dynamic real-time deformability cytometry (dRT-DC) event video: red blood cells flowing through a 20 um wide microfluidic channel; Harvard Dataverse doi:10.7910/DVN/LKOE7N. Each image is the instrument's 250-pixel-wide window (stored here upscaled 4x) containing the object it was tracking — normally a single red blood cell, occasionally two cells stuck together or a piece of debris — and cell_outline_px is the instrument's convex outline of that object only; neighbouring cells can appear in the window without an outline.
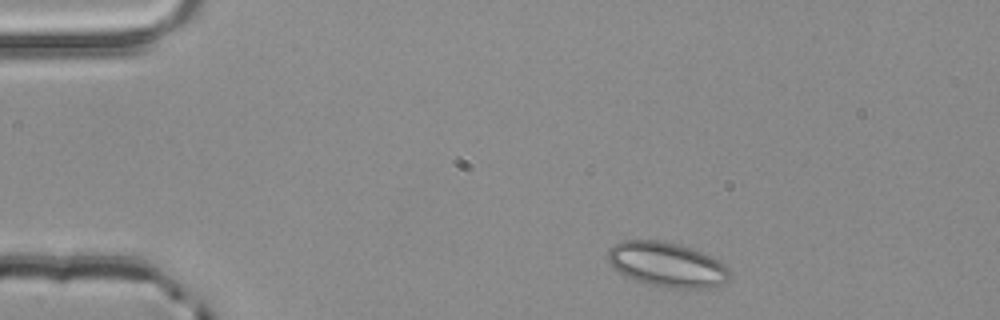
{"species": "common noctule bat (a hibernating species)", "species_latin": "Nyctalus noctula", "temperature_condition": "room temperature", "stored_images_in_passage": 4, "camera_frame_rate_fps": 3000, "um_per_image_px": 0.085, "animal": {"sex": "male", "body_mass_g": 20.4}, "frame": {"image": 1, "passage_image": 1, "time_ms": 0.0, "image_size_px": [1000, 320], "cell_outline_px": [[728, 280], [724, 284], [712, 288], [668, 288], [632, 280], [624, 276], [612, 268], [608, 264], [608, 248], [612, 244], [620, 240], [660, 240], [680, 244], [692, 248], [712, 256], [720, 260], [728, 268]], "centroid_in_image_um": [56.65, 22.48], "position_along_channel_um": 28.3, "area_um2": 32.37}}
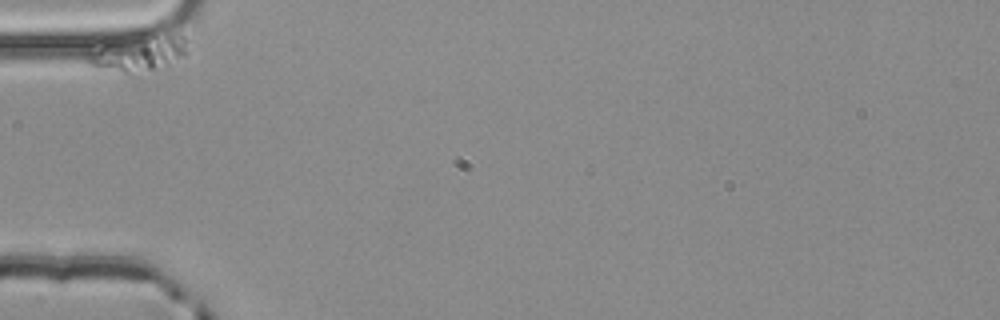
{"frame": {"image": 2, "passage_image": 3, "time_ms": 0.667, "image_size_px": [1000, 320], "cell_outline_px": [[188, 52], [184, 56], [168, 64], [132, 76], [128, 76], [96, 72], [84, 60], [84, 52], [88, 48], [100, 40], [168, 32], [184, 36], [188, 40]], "centroid_in_image_um": [11.54, 4.54], "position_along_channel_um": 73.5, "area_um2": 23.76}}